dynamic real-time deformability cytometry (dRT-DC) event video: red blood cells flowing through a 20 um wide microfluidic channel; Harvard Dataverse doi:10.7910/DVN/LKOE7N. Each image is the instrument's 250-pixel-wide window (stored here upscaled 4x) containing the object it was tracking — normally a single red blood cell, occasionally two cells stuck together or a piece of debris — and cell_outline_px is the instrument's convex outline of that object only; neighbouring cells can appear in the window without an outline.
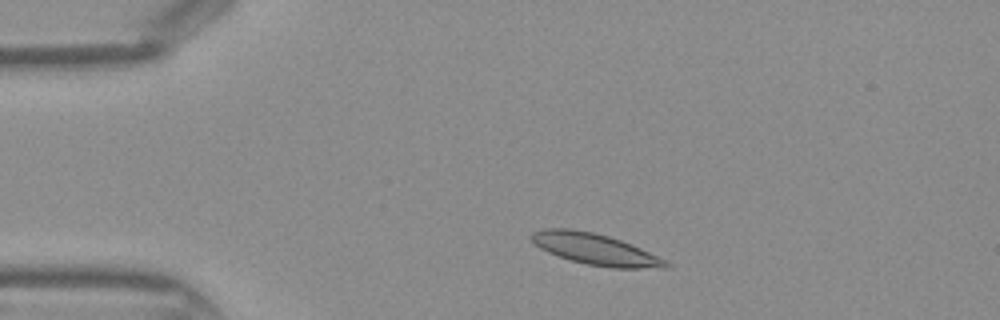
{"species": "Egyptian fruit bat (a non-hibernating species)", "species_latin": "Rousettus aegyptiacus", "temperature_condition": "warm", "stored_images_in_passage": 39, "camera_frame_rate_fps": 3000, "um_per_image_px": 0.085, "frame": {"image": 1, "passage_image": 4, "time_ms": 1.0, "image_size_px": [1000, 320], "cell_outline_px": [[672, 264], [668, 268], [612, 268], [588, 264], [572, 260], [548, 252], [532, 244], [528, 236], [532, 232], [544, 228], [572, 228], [592, 232], [608, 236], [620, 240], [640, 248], [668, 260]], "centroid_in_image_um": [50.58, 21.17], "position_along_channel_um": 34.4, "area_um2": 24.57}}
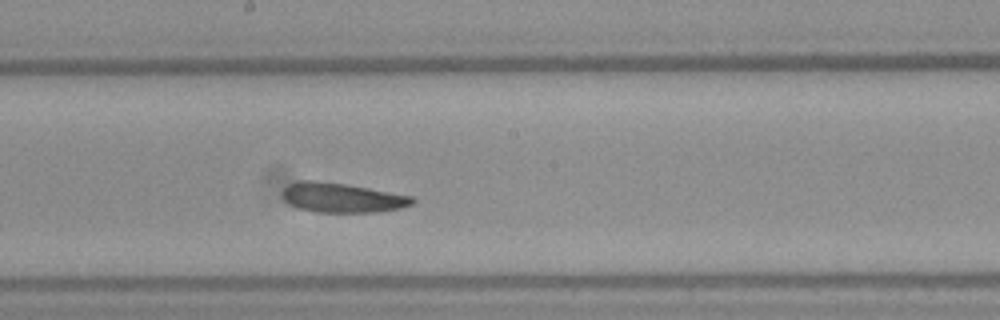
{"frame": {"image": 2, "passage_image": 19, "time_ms": 6.0, "image_size_px": [1000, 320], "cell_outline_px": [[416, 200], [412, 204], [400, 208], [376, 212], [316, 212], [296, 208], [288, 204], [284, 200], [284, 188], [288, 184], [296, 180], [312, 180], [344, 184], [368, 188], [412, 196]], "centroid_in_image_um": [29.04, 16.81], "position_along_channel_um": 219.2, "area_um2": 22.31}}
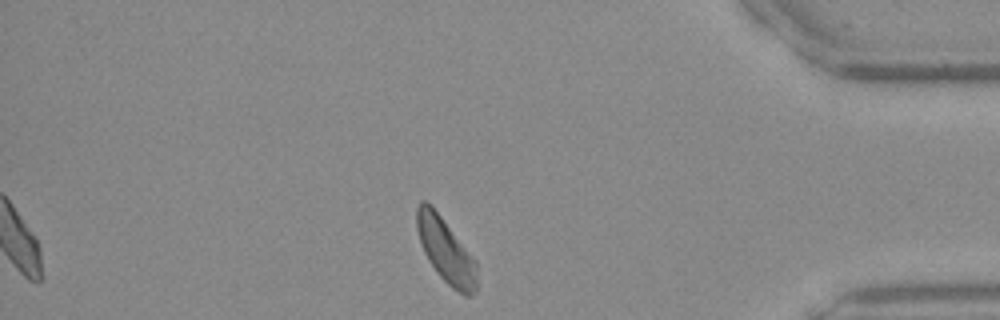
{"frame": {"image": 3, "passage_image": 33, "time_ms": 10.667, "image_size_px": [1000, 320], "cell_outline_px": [[476, 292], [472, 296], [464, 296], [452, 288], [436, 272], [428, 260], [424, 252], [416, 228], [416, 208], [420, 200], [424, 200], [440, 216], [476, 260]], "centroid_in_image_um": [37.89, 21.33], "position_along_channel_um": 397.3, "area_um2": 22.31}}